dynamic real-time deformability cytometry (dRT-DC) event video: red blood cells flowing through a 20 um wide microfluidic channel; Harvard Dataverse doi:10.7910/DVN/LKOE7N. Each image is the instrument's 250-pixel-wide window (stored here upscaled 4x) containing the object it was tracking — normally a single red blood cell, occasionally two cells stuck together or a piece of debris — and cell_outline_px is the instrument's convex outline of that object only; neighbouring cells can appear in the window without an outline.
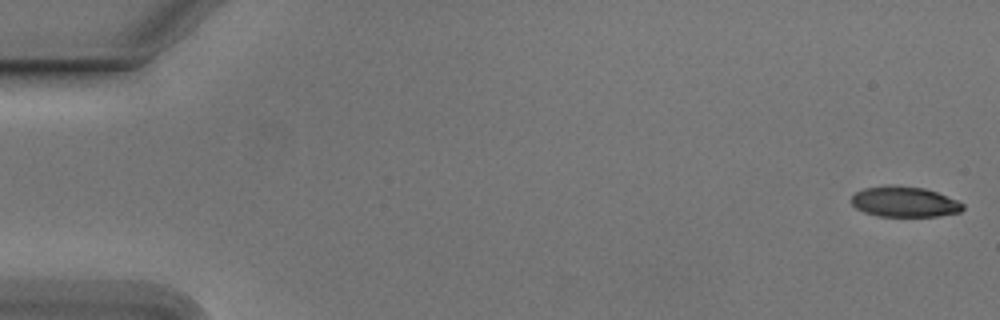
{"species": "Egyptian fruit bat (a non-hibernating species)", "species_latin": "Rousettus aegyptiacus", "temperature_condition": "cold", "stored_images_in_passage": 49, "camera_frame_rate_fps": 3000, "um_per_image_px": 0.085, "animal": {"sex": "male"}, "frame": {"image": 1, "passage_image": 1, "time_ms": 0.0, "image_size_px": [1000, 320], "cell_outline_px": [[964, 208], [960, 212], [936, 216], [876, 216], [864, 212], [856, 208], [852, 204], [852, 196], [856, 192], [864, 188], [888, 184], [892, 184], [924, 188], [936, 192], [956, 200], [964, 204]], "centroid_in_image_um": [76.85, 17.14], "position_along_channel_um": 8.1, "area_um2": 19.83}}
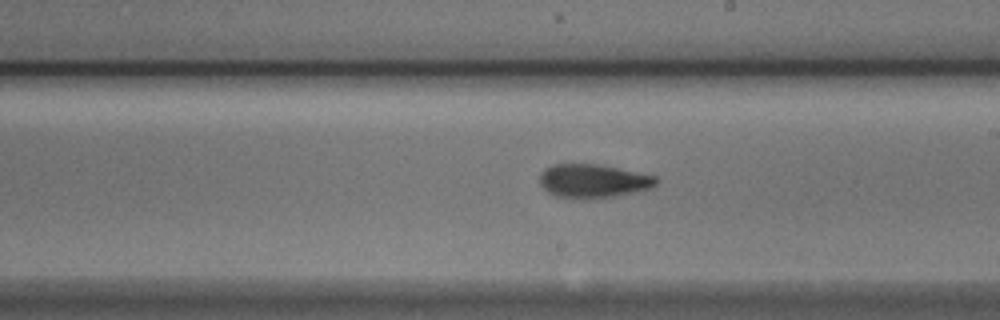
{"frame": {"image": 2, "passage_image": 31, "time_ms": 10.0, "image_size_px": [1000, 320], "cell_outline_px": [[660, 180], [652, 188], [636, 192], [612, 196], [584, 200], [556, 196], [548, 192], [540, 184], [540, 172], [544, 168], [552, 164], [600, 164], [656, 176]], "centroid_in_image_um": [50.42, 15.38], "position_along_channel_um": 238.6, "area_um2": 23.12}}
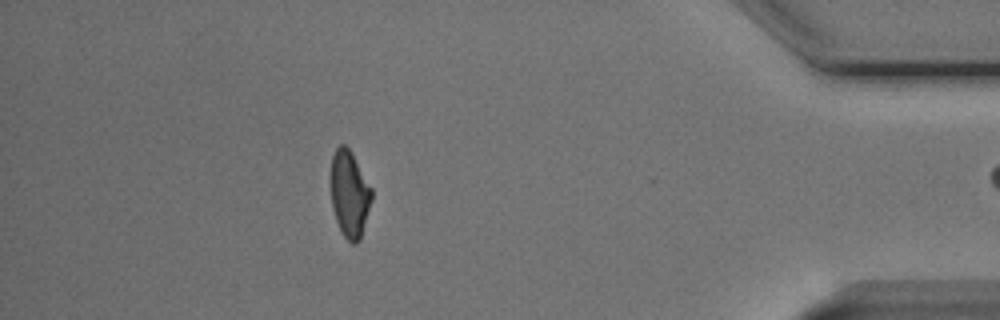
{"frame": {"image": 3, "passage_image": 48, "time_ms": 15.667, "image_size_px": [1000, 320], "cell_outline_px": [[372, 200], [360, 240], [356, 244], [352, 244], [344, 236], [336, 220], [332, 208], [328, 180], [332, 156], [336, 148], [340, 144], [344, 144], [352, 152], [372, 188]], "centroid_in_image_um": [29.68, 16.45], "position_along_channel_um": 405.5, "area_um2": 21.21}}